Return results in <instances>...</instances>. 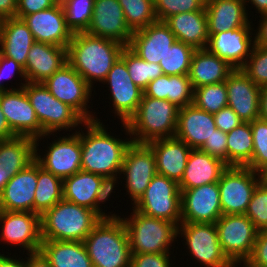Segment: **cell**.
Returning <instances> with one entry per match:
<instances>
[{
    "instance_id": "26",
    "label": "cell",
    "mask_w": 267,
    "mask_h": 267,
    "mask_svg": "<svg viewBox=\"0 0 267 267\" xmlns=\"http://www.w3.org/2000/svg\"><path fill=\"white\" fill-rule=\"evenodd\" d=\"M216 130L213 114L193 103L179 108L174 137L185 142L191 149H199Z\"/></svg>"
},
{
    "instance_id": "54",
    "label": "cell",
    "mask_w": 267,
    "mask_h": 267,
    "mask_svg": "<svg viewBox=\"0 0 267 267\" xmlns=\"http://www.w3.org/2000/svg\"><path fill=\"white\" fill-rule=\"evenodd\" d=\"M169 75H162L151 81L143 91V96L168 100Z\"/></svg>"
},
{
    "instance_id": "10",
    "label": "cell",
    "mask_w": 267,
    "mask_h": 267,
    "mask_svg": "<svg viewBox=\"0 0 267 267\" xmlns=\"http://www.w3.org/2000/svg\"><path fill=\"white\" fill-rule=\"evenodd\" d=\"M132 208L145 215L170 221L178 227L181 223L179 184L166 176L156 174Z\"/></svg>"
},
{
    "instance_id": "9",
    "label": "cell",
    "mask_w": 267,
    "mask_h": 267,
    "mask_svg": "<svg viewBox=\"0 0 267 267\" xmlns=\"http://www.w3.org/2000/svg\"><path fill=\"white\" fill-rule=\"evenodd\" d=\"M180 236L188 256L195 262L204 267H231V261L221 249L215 223H180L177 237Z\"/></svg>"
},
{
    "instance_id": "41",
    "label": "cell",
    "mask_w": 267,
    "mask_h": 267,
    "mask_svg": "<svg viewBox=\"0 0 267 267\" xmlns=\"http://www.w3.org/2000/svg\"><path fill=\"white\" fill-rule=\"evenodd\" d=\"M193 104L211 114L217 113L228 106V94L225 82L195 88Z\"/></svg>"
},
{
    "instance_id": "8",
    "label": "cell",
    "mask_w": 267,
    "mask_h": 267,
    "mask_svg": "<svg viewBox=\"0 0 267 267\" xmlns=\"http://www.w3.org/2000/svg\"><path fill=\"white\" fill-rule=\"evenodd\" d=\"M51 135L54 141L51 140V142L47 144L46 150L43 152V149H39L41 140L44 138L50 139ZM64 135L65 136H58L55 133H49L35 139V161L43 169L51 172L62 180L82 170L80 130H75L74 132L72 131V133Z\"/></svg>"
},
{
    "instance_id": "46",
    "label": "cell",
    "mask_w": 267,
    "mask_h": 267,
    "mask_svg": "<svg viewBox=\"0 0 267 267\" xmlns=\"http://www.w3.org/2000/svg\"><path fill=\"white\" fill-rule=\"evenodd\" d=\"M194 88L188 75H169L168 101L177 107L193 103Z\"/></svg>"
},
{
    "instance_id": "58",
    "label": "cell",
    "mask_w": 267,
    "mask_h": 267,
    "mask_svg": "<svg viewBox=\"0 0 267 267\" xmlns=\"http://www.w3.org/2000/svg\"><path fill=\"white\" fill-rule=\"evenodd\" d=\"M16 17V0H0V20Z\"/></svg>"
},
{
    "instance_id": "33",
    "label": "cell",
    "mask_w": 267,
    "mask_h": 267,
    "mask_svg": "<svg viewBox=\"0 0 267 267\" xmlns=\"http://www.w3.org/2000/svg\"><path fill=\"white\" fill-rule=\"evenodd\" d=\"M234 70L227 61L211 53L207 48L196 49L188 76L195 89L203 85L225 82Z\"/></svg>"
},
{
    "instance_id": "61",
    "label": "cell",
    "mask_w": 267,
    "mask_h": 267,
    "mask_svg": "<svg viewBox=\"0 0 267 267\" xmlns=\"http://www.w3.org/2000/svg\"><path fill=\"white\" fill-rule=\"evenodd\" d=\"M245 6L249 7V3L251 6L250 9L254 7L255 12L262 15L267 13V0H244ZM248 3V4H247Z\"/></svg>"
},
{
    "instance_id": "30",
    "label": "cell",
    "mask_w": 267,
    "mask_h": 267,
    "mask_svg": "<svg viewBox=\"0 0 267 267\" xmlns=\"http://www.w3.org/2000/svg\"><path fill=\"white\" fill-rule=\"evenodd\" d=\"M35 43L33 34L23 19L0 20V54L25 67L29 50Z\"/></svg>"
},
{
    "instance_id": "48",
    "label": "cell",
    "mask_w": 267,
    "mask_h": 267,
    "mask_svg": "<svg viewBox=\"0 0 267 267\" xmlns=\"http://www.w3.org/2000/svg\"><path fill=\"white\" fill-rule=\"evenodd\" d=\"M15 74L20 78H22L20 81V84H16L17 87H13V85L6 87L3 81L8 82V80H11L12 77L15 78ZM25 80V81H24ZM24 81V82H22ZM27 84V78L24 72V67L21 66L19 63L15 62L13 59L9 57L2 56L0 54V92H5L8 90H15L23 88ZM19 86V87H18Z\"/></svg>"
},
{
    "instance_id": "35",
    "label": "cell",
    "mask_w": 267,
    "mask_h": 267,
    "mask_svg": "<svg viewBox=\"0 0 267 267\" xmlns=\"http://www.w3.org/2000/svg\"><path fill=\"white\" fill-rule=\"evenodd\" d=\"M35 160V140L26 136H15L0 140V167L11 179Z\"/></svg>"
},
{
    "instance_id": "12",
    "label": "cell",
    "mask_w": 267,
    "mask_h": 267,
    "mask_svg": "<svg viewBox=\"0 0 267 267\" xmlns=\"http://www.w3.org/2000/svg\"><path fill=\"white\" fill-rule=\"evenodd\" d=\"M42 84L56 99L73 108L85 121L98 119L95 115L97 113L91 111L93 106L90 108L88 105L92 103L94 89L68 63Z\"/></svg>"
},
{
    "instance_id": "60",
    "label": "cell",
    "mask_w": 267,
    "mask_h": 267,
    "mask_svg": "<svg viewBox=\"0 0 267 267\" xmlns=\"http://www.w3.org/2000/svg\"><path fill=\"white\" fill-rule=\"evenodd\" d=\"M259 118L267 121V85L261 87Z\"/></svg>"
},
{
    "instance_id": "32",
    "label": "cell",
    "mask_w": 267,
    "mask_h": 267,
    "mask_svg": "<svg viewBox=\"0 0 267 267\" xmlns=\"http://www.w3.org/2000/svg\"><path fill=\"white\" fill-rule=\"evenodd\" d=\"M164 23L174 33L178 41L195 49L207 48L209 34L205 10L179 13L168 17Z\"/></svg>"
},
{
    "instance_id": "37",
    "label": "cell",
    "mask_w": 267,
    "mask_h": 267,
    "mask_svg": "<svg viewBox=\"0 0 267 267\" xmlns=\"http://www.w3.org/2000/svg\"><path fill=\"white\" fill-rule=\"evenodd\" d=\"M253 135L250 122L227 133V165L246 167L252 159Z\"/></svg>"
},
{
    "instance_id": "19",
    "label": "cell",
    "mask_w": 267,
    "mask_h": 267,
    "mask_svg": "<svg viewBox=\"0 0 267 267\" xmlns=\"http://www.w3.org/2000/svg\"><path fill=\"white\" fill-rule=\"evenodd\" d=\"M253 26L251 21L246 27L213 34L209 37L207 49L227 61L234 69H241L255 45Z\"/></svg>"
},
{
    "instance_id": "27",
    "label": "cell",
    "mask_w": 267,
    "mask_h": 267,
    "mask_svg": "<svg viewBox=\"0 0 267 267\" xmlns=\"http://www.w3.org/2000/svg\"><path fill=\"white\" fill-rule=\"evenodd\" d=\"M67 63V48L35 42L24 67L27 82L43 83Z\"/></svg>"
},
{
    "instance_id": "20",
    "label": "cell",
    "mask_w": 267,
    "mask_h": 267,
    "mask_svg": "<svg viewBox=\"0 0 267 267\" xmlns=\"http://www.w3.org/2000/svg\"><path fill=\"white\" fill-rule=\"evenodd\" d=\"M0 104L10 129L16 136L37 139L43 129L23 88L0 92Z\"/></svg>"
},
{
    "instance_id": "64",
    "label": "cell",
    "mask_w": 267,
    "mask_h": 267,
    "mask_svg": "<svg viewBox=\"0 0 267 267\" xmlns=\"http://www.w3.org/2000/svg\"><path fill=\"white\" fill-rule=\"evenodd\" d=\"M55 5L63 6L68 0H52Z\"/></svg>"
},
{
    "instance_id": "47",
    "label": "cell",
    "mask_w": 267,
    "mask_h": 267,
    "mask_svg": "<svg viewBox=\"0 0 267 267\" xmlns=\"http://www.w3.org/2000/svg\"><path fill=\"white\" fill-rule=\"evenodd\" d=\"M245 215L259 231L267 230V188L262 183L256 187Z\"/></svg>"
},
{
    "instance_id": "6",
    "label": "cell",
    "mask_w": 267,
    "mask_h": 267,
    "mask_svg": "<svg viewBox=\"0 0 267 267\" xmlns=\"http://www.w3.org/2000/svg\"><path fill=\"white\" fill-rule=\"evenodd\" d=\"M122 216L129 236L131 254L171 253V247L179 241L177 226L170 221L145 215L133 208L129 216Z\"/></svg>"
},
{
    "instance_id": "22",
    "label": "cell",
    "mask_w": 267,
    "mask_h": 267,
    "mask_svg": "<svg viewBox=\"0 0 267 267\" xmlns=\"http://www.w3.org/2000/svg\"><path fill=\"white\" fill-rule=\"evenodd\" d=\"M23 20L33 34L35 42L68 48L74 35L66 24L65 13L60 5L26 15Z\"/></svg>"
},
{
    "instance_id": "31",
    "label": "cell",
    "mask_w": 267,
    "mask_h": 267,
    "mask_svg": "<svg viewBox=\"0 0 267 267\" xmlns=\"http://www.w3.org/2000/svg\"><path fill=\"white\" fill-rule=\"evenodd\" d=\"M228 165L199 149H192L179 184V189H192L218 182Z\"/></svg>"
},
{
    "instance_id": "4",
    "label": "cell",
    "mask_w": 267,
    "mask_h": 267,
    "mask_svg": "<svg viewBox=\"0 0 267 267\" xmlns=\"http://www.w3.org/2000/svg\"><path fill=\"white\" fill-rule=\"evenodd\" d=\"M178 110L174 103L142 96L136 113L127 123H121L124 134L133 143L147 144L157 139L173 138L177 128Z\"/></svg>"
},
{
    "instance_id": "59",
    "label": "cell",
    "mask_w": 267,
    "mask_h": 267,
    "mask_svg": "<svg viewBox=\"0 0 267 267\" xmlns=\"http://www.w3.org/2000/svg\"><path fill=\"white\" fill-rule=\"evenodd\" d=\"M16 135L10 129L0 104V140L14 138Z\"/></svg>"
},
{
    "instance_id": "40",
    "label": "cell",
    "mask_w": 267,
    "mask_h": 267,
    "mask_svg": "<svg viewBox=\"0 0 267 267\" xmlns=\"http://www.w3.org/2000/svg\"><path fill=\"white\" fill-rule=\"evenodd\" d=\"M127 25L132 31L147 27L157 21L153 0H118Z\"/></svg>"
},
{
    "instance_id": "56",
    "label": "cell",
    "mask_w": 267,
    "mask_h": 267,
    "mask_svg": "<svg viewBox=\"0 0 267 267\" xmlns=\"http://www.w3.org/2000/svg\"><path fill=\"white\" fill-rule=\"evenodd\" d=\"M26 255L28 257H26ZM25 267H51L49 261L39 252L26 253Z\"/></svg>"
},
{
    "instance_id": "15",
    "label": "cell",
    "mask_w": 267,
    "mask_h": 267,
    "mask_svg": "<svg viewBox=\"0 0 267 267\" xmlns=\"http://www.w3.org/2000/svg\"><path fill=\"white\" fill-rule=\"evenodd\" d=\"M156 174V159L152 149L147 144L132 142L125 152L120 172L132 205L144 194Z\"/></svg>"
},
{
    "instance_id": "13",
    "label": "cell",
    "mask_w": 267,
    "mask_h": 267,
    "mask_svg": "<svg viewBox=\"0 0 267 267\" xmlns=\"http://www.w3.org/2000/svg\"><path fill=\"white\" fill-rule=\"evenodd\" d=\"M261 178L248 167L228 166L218 181L222 214H245Z\"/></svg>"
},
{
    "instance_id": "2",
    "label": "cell",
    "mask_w": 267,
    "mask_h": 267,
    "mask_svg": "<svg viewBox=\"0 0 267 267\" xmlns=\"http://www.w3.org/2000/svg\"><path fill=\"white\" fill-rule=\"evenodd\" d=\"M124 47L122 43L109 38L77 32L68 45L67 61L95 89L94 84L106 79Z\"/></svg>"
},
{
    "instance_id": "43",
    "label": "cell",
    "mask_w": 267,
    "mask_h": 267,
    "mask_svg": "<svg viewBox=\"0 0 267 267\" xmlns=\"http://www.w3.org/2000/svg\"><path fill=\"white\" fill-rule=\"evenodd\" d=\"M253 135L251 162L246 166L255 172L267 171V121L260 118L250 122Z\"/></svg>"
},
{
    "instance_id": "57",
    "label": "cell",
    "mask_w": 267,
    "mask_h": 267,
    "mask_svg": "<svg viewBox=\"0 0 267 267\" xmlns=\"http://www.w3.org/2000/svg\"><path fill=\"white\" fill-rule=\"evenodd\" d=\"M2 253L0 252V267H25V258L23 259L21 256L18 258L19 255L16 257L15 254L14 256H10L11 253L9 252H6L8 255H5L4 251Z\"/></svg>"
},
{
    "instance_id": "38",
    "label": "cell",
    "mask_w": 267,
    "mask_h": 267,
    "mask_svg": "<svg viewBox=\"0 0 267 267\" xmlns=\"http://www.w3.org/2000/svg\"><path fill=\"white\" fill-rule=\"evenodd\" d=\"M120 57L125 61L133 83L143 91L151 81L163 75L159 64L146 62L128 46L123 48Z\"/></svg>"
},
{
    "instance_id": "1",
    "label": "cell",
    "mask_w": 267,
    "mask_h": 267,
    "mask_svg": "<svg viewBox=\"0 0 267 267\" xmlns=\"http://www.w3.org/2000/svg\"><path fill=\"white\" fill-rule=\"evenodd\" d=\"M99 118L85 121L81 128V169L105 177L114 185H119L120 172L125 152L132 143L129 138L120 139ZM86 128V129H85ZM119 137V138H118ZM118 182V183H117Z\"/></svg>"
},
{
    "instance_id": "55",
    "label": "cell",
    "mask_w": 267,
    "mask_h": 267,
    "mask_svg": "<svg viewBox=\"0 0 267 267\" xmlns=\"http://www.w3.org/2000/svg\"><path fill=\"white\" fill-rule=\"evenodd\" d=\"M259 23L255 31V44L267 48V13L259 15Z\"/></svg>"
},
{
    "instance_id": "62",
    "label": "cell",
    "mask_w": 267,
    "mask_h": 267,
    "mask_svg": "<svg viewBox=\"0 0 267 267\" xmlns=\"http://www.w3.org/2000/svg\"><path fill=\"white\" fill-rule=\"evenodd\" d=\"M263 267V266H259L255 263H253L252 261H250L249 259H240V260H236V261H232L231 262V267Z\"/></svg>"
},
{
    "instance_id": "63",
    "label": "cell",
    "mask_w": 267,
    "mask_h": 267,
    "mask_svg": "<svg viewBox=\"0 0 267 267\" xmlns=\"http://www.w3.org/2000/svg\"><path fill=\"white\" fill-rule=\"evenodd\" d=\"M10 180L7 172L0 167V194L2 193L6 183Z\"/></svg>"
},
{
    "instance_id": "42",
    "label": "cell",
    "mask_w": 267,
    "mask_h": 267,
    "mask_svg": "<svg viewBox=\"0 0 267 267\" xmlns=\"http://www.w3.org/2000/svg\"><path fill=\"white\" fill-rule=\"evenodd\" d=\"M94 0H68L62 7L67 26L73 33L85 32L90 24Z\"/></svg>"
},
{
    "instance_id": "3",
    "label": "cell",
    "mask_w": 267,
    "mask_h": 267,
    "mask_svg": "<svg viewBox=\"0 0 267 267\" xmlns=\"http://www.w3.org/2000/svg\"><path fill=\"white\" fill-rule=\"evenodd\" d=\"M83 243L93 267H130L129 236L119 214L102 218Z\"/></svg>"
},
{
    "instance_id": "29",
    "label": "cell",
    "mask_w": 267,
    "mask_h": 267,
    "mask_svg": "<svg viewBox=\"0 0 267 267\" xmlns=\"http://www.w3.org/2000/svg\"><path fill=\"white\" fill-rule=\"evenodd\" d=\"M244 0H206L209 37L223 31L246 27L251 19Z\"/></svg>"
},
{
    "instance_id": "28",
    "label": "cell",
    "mask_w": 267,
    "mask_h": 267,
    "mask_svg": "<svg viewBox=\"0 0 267 267\" xmlns=\"http://www.w3.org/2000/svg\"><path fill=\"white\" fill-rule=\"evenodd\" d=\"M147 145L155 154L157 174L179 183L192 149L175 137L153 140Z\"/></svg>"
},
{
    "instance_id": "11",
    "label": "cell",
    "mask_w": 267,
    "mask_h": 267,
    "mask_svg": "<svg viewBox=\"0 0 267 267\" xmlns=\"http://www.w3.org/2000/svg\"><path fill=\"white\" fill-rule=\"evenodd\" d=\"M114 185L105 177L83 170L63 179V199L94 210L101 218L116 213L103 211L102 205L115 193ZM101 204V205H100ZM101 206V207H100Z\"/></svg>"
},
{
    "instance_id": "51",
    "label": "cell",
    "mask_w": 267,
    "mask_h": 267,
    "mask_svg": "<svg viewBox=\"0 0 267 267\" xmlns=\"http://www.w3.org/2000/svg\"><path fill=\"white\" fill-rule=\"evenodd\" d=\"M213 118L217 129L226 133L244 123L229 106H226L219 112L214 113Z\"/></svg>"
},
{
    "instance_id": "53",
    "label": "cell",
    "mask_w": 267,
    "mask_h": 267,
    "mask_svg": "<svg viewBox=\"0 0 267 267\" xmlns=\"http://www.w3.org/2000/svg\"><path fill=\"white\" fill-rule=\"evenodd\" d=\"M248 259L259 266L267 267V230L258 232L252 254Z\"/></svg>"
},
{
    "instance_id": "49",
    "label": "cell",
    "mask_w": 267,
    "mask_h": 267,
    "mask_svg": "<svg viewBox=\"0 0 267 267\" xmlns=\"http://www.w3.org/2000/svg\"><path fill=\"white\" fill-rule=\"evenodd\" d=\"M172 253L131 254L130 267H174L170 257ZM171 262V263H170Z\"/></svg>"
},
{
    "instance_id": "16",
    "label": "cell",
    "mask_w": 267,
    "mask_h": 267,
    "mask_svg": "<svg viewBox=\"0 0 267 267\" xmlns=\"http://www.w3.org/2000/svg\"><path fill=\"white\" fill-rule=\"evenodd\" d=\"M1 242L21 247L23 252H39L41 236V216L33 212L0 210ZM9 244V245H8ZM25 250V251H24Z\"/></svg>"
},
{
    "instance_id": "34",
    "label": "cell",
    "mask_w": 267,
    "mask_h": 267,
    "mask_svg": "<svg viewBox=\"0 0 267 267\" xmlns=\"http://www.w3.org/2000/svg\"><path fill=\"white\" fill-rule=\"evenodd\" d=\"M40 252L51 267H93L85 245L80 241L42 240Z\"/></svg>"
},
{
    "instance_id": "17",
    "label": "cell",
    "mask_w": 267,
    "mask_h": 267,
    "mask_svg": "<svg viewBox=\"0 0 267 267\" xmlns=\"http://www.w3.org/2000/svg\"><path fill=\"white\" fill-rule=\"evenodd\" d=\"M102 84H106V90L110 91L108 98L112 102L114 117L121 120L119 123H127L138 109L143 90L133 83L121 57L113 64Z\"/></svg>"
},
{
    "instance_id": "66",
    "label": "cell",
    "mask_w": 267,
    "mask_h": 267,
    "mask_svg": "<svg viewBox=\"0 0 267 267\" xmlns=\"http://www.w3.org/2000/svg\"><path fill=\"white\" fill-rule=\"evenodd\" d=\"M263 175L267 178V171Z\"/></svg>"
},
{
    "instance_id": "44",
    "label": "cell",
    "mask_w": 267,
    "mask_h": 267,
    "mask_svg": "<svg viewBox=\"0 0 267 267\" xmlns=\"http://www.w3.org/2000/svg\"><path fill=\"white\" fill-rule=\"evenodd\" d=\"M158 21H165L173 15L205 10L206 0H153Z\"/></svg>"
},
{
    "instance_id": "45",
    "label": "cell",
    "mask_w": 267,
    "mask_h": 267,
    "mask_svg": "<svg viewBox=\"0 0 267 267\" xmlns=\"http://www.w3.org/2000/svg\"><path fill=\"white\" fill-rule=\"evenodd\" d=\"M241 70L259 87L267 85V48L254 45Z\"/></svg>"
},
{
    "instance_id": "52",
    "label": "cell",
    "mask_w": 267,
    "mask_h": 267,
    "mask_svg": "<svg viewBox=\"0 0 267 267\" xmlns=\"http://www.w3.org/2000/svg\"><path fill=\"white\" fill-rule=\"evenodd\" d=\"M52 0H16V18L23 19L26 15L51 8Z\"/></svg>"
},
{
    "instance_id": "21",
    "label": "cell",
    "mask_w": 267,
    "mask_h": 267,
    "mask_svg": "<svg viewBox=\"0 0 267 267\" xmlns=\"http://www.w3.org/2000/svg\"><path fill=\"white\" fill-rule=\"evenodd\" d=\"M85 32L118 41L125 46L129 45L133 35L118 0H94L92 19Z\"/></svg>"
},
{
    "instance_id": "36",
    "label": "cell",
    "mask_w": 267,
    "mask_h": 267,
    "mask_svg": "<svg viewBox=\"0 0 267 267\" xmlns=\"http://www.w3.org/2000/svg\"><path fill=\"white\" fill-rule=\"evenodd\" d=\"M61 200H63V180L46 171L37 163L34 213L41 216Z\"/></svg>"
},
{
    "instance_id": "5",
    "label": "cell",
    "mask_w": 267,
    "mask_h": 267,
    "mask_svg": "<svg viewBox=\"0 0 267 267\" xmlns=\"http://www.w3.org/2000/svg\"><path fill=\"white\" fill-rule=\"evenodd\" d=\"M101 219L94 210L63 199L41 215L42 240L83 242Z\"/></svg>"
},
{
    "instance_id": "50",
    "label": "cell",
    "mask_w": 267,
    "mask_h": 267,
    "mask_svg": "<svg viewBox=\"0 0 267 267\" xmlns=\"http://www.w3.org/2000/svg\"><path fill=\"white\" fill-rule=\"evenodd\" d=\"M199 150L227 164V133L217 129Z\"/></svg>"
},
{
    "instance_id": "23",
    "label": "cell",
    "mask_w": 267,
    "mask_h": 267,
    "mask_svg": "<svg viewBox=\"0 0 267 267\" xmlns=\"http://www.w3.org/2000/svg\"><path fill=\"white\" fill-rule=\"evenodd\" d=\"M228 106L243 122H252L260 116V92L241 69H235L225 81Z\"/></svg>"
},
{
    "instance_id": "7",
    "label": "cell",
    "mask_w": 267,
    "mask_h": 267,
    "mask_svg": "<svg viewBox=\"0 0 267 267\" xmlns=\"http://www.w3.org/2000/svg\"><path fill=\"white\" fill-rule=\"evenodd\" d=\"M23 89L35 110L43 135L79 130L85 122L73 108L56 99L42 83L27 82Z\"/></svg>"
},
{
    "instance_id": "18",
    "label": "cell",
    "mask_w": 267,
    "mask_h": 267,
    "mask_svg": "<svg viewBox=\"0 0 267 267\" xmlns=\"http://www.w3.org/2000/svg\"><path fill=\"white\" fill-rule=\"evenodd\" d=\"M181 190V223H216L223 215L218 182Z\"/></svg>"
},
{
    "instance_id": "24",
    "label": "cell",
    "mask_w": 267,
    "mask_h": 267,
    "mask_svg": "<svg viewBox=\"0 0 267 267\" xmlns=\"http://www.w3.org/2000/svg\"><path fill=\"white\" fill-rule=\"evenodd\" d=\"M175 41L176 36L169 27L163 21L157 20L147 27L133 31L128 47L146 62L159 64Z\"/></svg>"
},
{
    "instance_id": "14",
    "label": "cell",
    "mask_w": 267,
    "mask_h": 267,
    "mask_svg": "<svg viewBox=\"0 0 267 267\" xmlns=\"http://www.w3.org/2000/svg\"><path fill=\"white\" fill-rule=\"evenodd\" d=\"M215 225L221 249L231 262L251 256L259 230L245 214L222 215Z\"/></svg>"
},
{
    "instance_id": "25",
    "label": "cell",
    "mask_w": 267,
    "mask_h": 267,
    "mask_svg": "<svg viewBox=\"0 0 267 267\" xmlns=\"http://www.w3.org/2000/svg\"><path fill=\"white\" fill-rule=\"evenodd\" d=\"M37 187V162L15 174L0 194V210L34 213V195Z\"/></svg>"
},
{
    "instance_id": "65",
    "label": "cell",
    "mask_w": 267,
    "mask_h": 267,
    "mask_svg": "<svg viewBox=\"0 0 267 267\" xmlns=\"http://www.w3.org/2000/svg\"><path fill=\"white\" fill-rule=\"evenodd\" d=\"M261 183L267 188V178L262 174Z\"/></svg>"
},
{
    "instance_id": "39",
    "label": "cell",
    "mask_w": 267,
    "mask_h": 267,
    "mask_svg": "<svg viewBox=\"0 0 267 267\" xmlns=\"http://www.w3.org/2000/svg\"><path fill=\"white\" fill-rule=\"evenodd\" d=\"M195 48L181 41L169 47L164 58L159 62L164 75H188Z\"/></svg>"
}]
</instances>
